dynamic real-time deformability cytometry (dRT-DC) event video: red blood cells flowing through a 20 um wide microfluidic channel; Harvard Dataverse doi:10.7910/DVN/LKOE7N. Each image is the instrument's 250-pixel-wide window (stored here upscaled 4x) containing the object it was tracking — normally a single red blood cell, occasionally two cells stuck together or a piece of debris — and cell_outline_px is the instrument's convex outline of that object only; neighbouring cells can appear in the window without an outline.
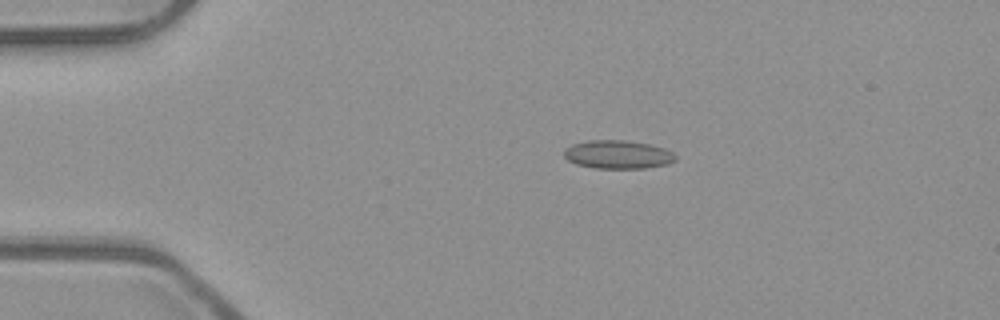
{"species": "common noctule bat (a hibernating species)", "species_latin": "Nyctalus noctula", "temperature_condition": "room temperature", "stored_images_in_passage": 5, "camera_frame_rate_fps": 3000, "um_per_image_px": 0.085, "animal": {"sex": "male", "body_mass_g": 23.1, "forearm_length_mm": 52.7}, "frame": {"image": 1, "passage_image": 3, "time_ms": 0.667, "image_size_px": [1000, 320], "cell_outline_px": [[676, 160], [668, 164], [644, 168], [596, 168], [576, 164], [568, 160], [564, 156], [564, 148], [572, 144], [588, 140], [624, 140], [648, 144], [664, 148], [672, 152], [676, 156]], "centroid_in_image_um": [52.5, 13.13], "position_along_channel_um": 32.5, "area_um2": 18.44}}
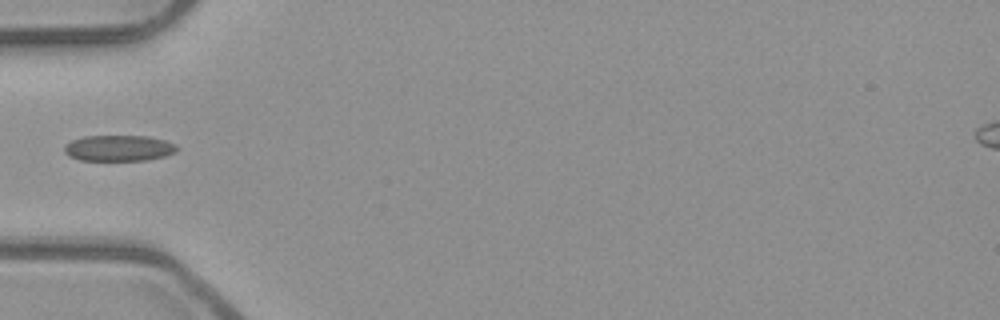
{"frame": {"image": 2, "passage_image": 5, "time_ms": 1.333, "image_size_px": [1000, 320], "cell_outline_px": [[180, 148], [176, 152], [164, 156], [148, 160], [80, 160], [68, 156], [64, 152], [64, 144], [72, 140], [84, 136], [148, 136], [164, 140], [176, 144]], "centroid_in_image_um": [10.1, 12.59], "position_along_channel_um": 74.9, "area_um2": 17.17}}